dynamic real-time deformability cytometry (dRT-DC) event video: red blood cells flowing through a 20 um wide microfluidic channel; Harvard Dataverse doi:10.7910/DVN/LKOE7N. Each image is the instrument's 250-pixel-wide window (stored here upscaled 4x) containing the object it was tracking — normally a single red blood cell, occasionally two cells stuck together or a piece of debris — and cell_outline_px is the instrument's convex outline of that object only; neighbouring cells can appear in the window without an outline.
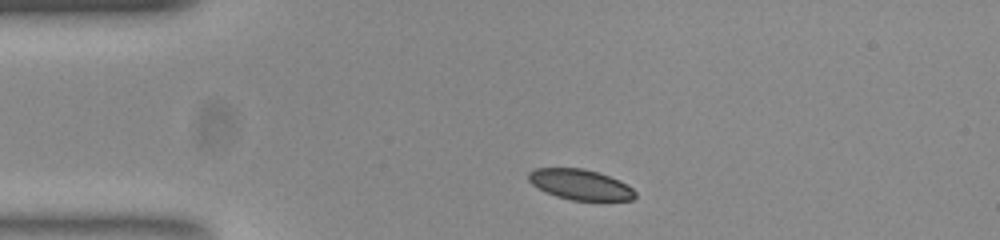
{"species": "common noctule bat (a hibernating species)", "species_latin": "Nyctalus noctula", "temperature_condition": "room temperature", "stored_images_in_passage": 43, "camera_frame_rate_fps": 3000, "um_per_image_px": 0.085, "animal": {"sex": "female", "body_mass_g": 23.0, "forearm_length_mm": 53.4}, "frame": {"image": 1, "passage_image": 1, "time_ms": 0.0, "image_size_px": [1000, 240], "cell_outline_px": [[636, 196], [632, 200], [572, 200], [556, 196], [532, 184], [528, 180], [528, 172], [536, 168], [584, 168], [600, 172], [620, 180], [632, 188], [636, 192]], "centroid_in_image_um": [49.35, 15.67], "position_along_channel_um": 35.7, "area_um2": 18.9}}
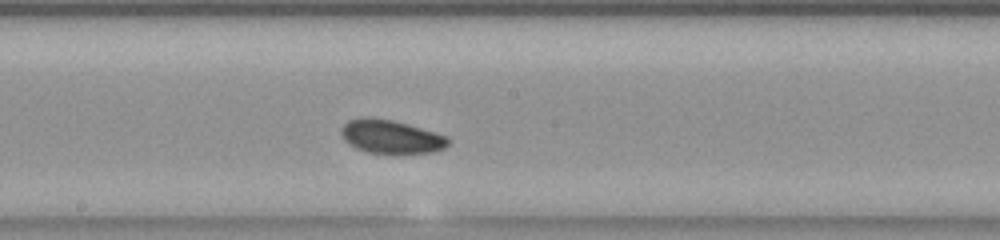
{"frame": {"image": 2, "passage_image": 18, "time_ms": 5.667, "image_size_px": [1000, 240], "cell_outline_px": [[448, 144], [444, 148], [436, 152], [368, 152], [356, 148], [348, 144], [344, 140], [340, 132], [340, 128], [348, 120], [360, 116], [372, 116], [392, 120], [408, 124], [436, 132], [448, 136]], "centroid_in_image_um": [33.19, 11.58], "position_along_channel_um": 215.0, "area_um2": 20.92}}
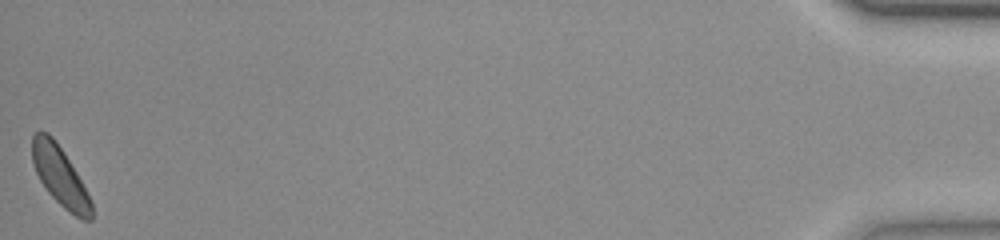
{"frame": {"image": 3, "passage_image": 43, "time_ms": 14.0, "image_size_px": [1000, 240], "cell_outline_px": [[92, 220], [84, 220], [76, 216], [64, 208], [48, 192], [40, 180], [36, 172], [32, 160], [32, 136], [36, 132], [48, 132], [52, 136], [64, 152], [76, 172], [92, 204]], "centroid_in_image_um": [5.08, 14.96], "position_along_channel_um": 430.1, "area_um2": 20.0}}